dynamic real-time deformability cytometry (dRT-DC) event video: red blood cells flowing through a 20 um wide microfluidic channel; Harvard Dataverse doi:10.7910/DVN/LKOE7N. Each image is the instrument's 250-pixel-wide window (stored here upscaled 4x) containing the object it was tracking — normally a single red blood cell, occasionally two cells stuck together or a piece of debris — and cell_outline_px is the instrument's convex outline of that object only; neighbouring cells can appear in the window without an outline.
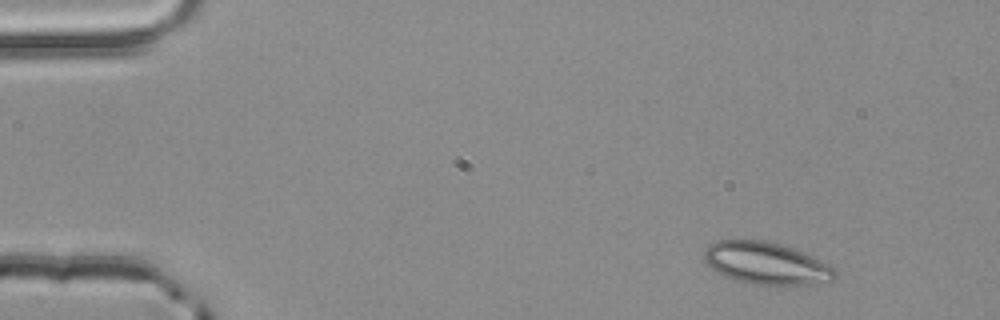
{"species": "common noctule bat (a hibernating species)", "species_latin": "Nyctalus noctula", "temperature_condition": "room temperature", "stored_images_in_passage": 4, "segment_of_instrument_passage": [1, 2], "camera_frame_rate_fps": 3000, "um_per_image_px": 0.085, "animal": {"sex": "male", "body_mass_g": 20.4}, "frame": {"image": 1, "passage_image": 1, "time_ms": 0.0, "image_size_px": [1000, 320], "cell_outline_px": [[836, 280], [828, 284], [744, 284], [724, 276], [712, 268], [704, 260], [704, 248], [708, 244], [716, 240], [764, 240], [780, 244], [804, 252], [836, 268]], "centroid_in_image_um": [65.15, 22.39], "position_along_channel_um": 19.9, "area_um2": 32.54}}